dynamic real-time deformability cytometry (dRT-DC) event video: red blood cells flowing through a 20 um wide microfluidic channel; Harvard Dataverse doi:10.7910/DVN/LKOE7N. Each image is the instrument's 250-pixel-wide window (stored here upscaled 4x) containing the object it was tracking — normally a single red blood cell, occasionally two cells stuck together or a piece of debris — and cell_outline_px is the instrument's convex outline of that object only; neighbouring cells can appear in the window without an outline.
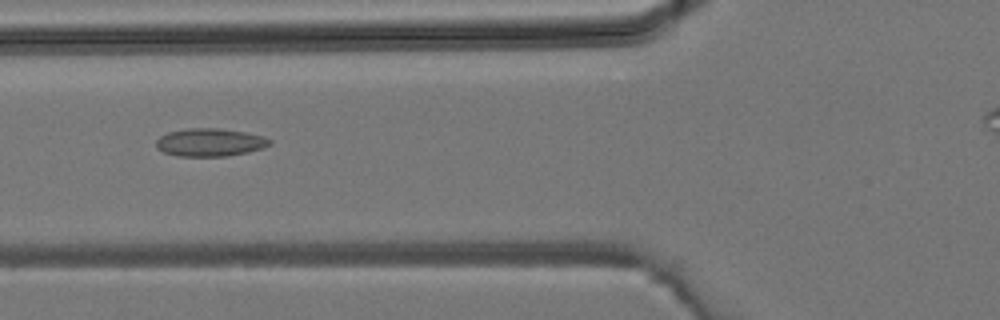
{"species": "common noctule bat (a hibernating species)", "species_latin": "Nyctalus noctula", "temperature_condition": "room temperature", "stored_images_in_passage": 4, "camera_frame_rate_fps": 3000, "um_per_image_px": 0.085, "animal": {"sex": "male", "body_mass_g": 19.2, "forearm_length_mm": 51.8}, "frame": {"image": 1, "passage_image": 3, "time_ms": 0.667, "image_size_px": [1000, 320], "cell_outline_px": [[272, 144], [264, 148], [248, 152], [228, 156], [176, 156], [164, 152], [156, 148], [156, 140], [160, 136], [168, 132], [188, 128], [220, 128], [244, 132], [264, 136], [272, 140]], "centroid_in_image_um": [17.86, 12.1], "position_along_channel_um": 107.9, "area_um2": 18.67}}
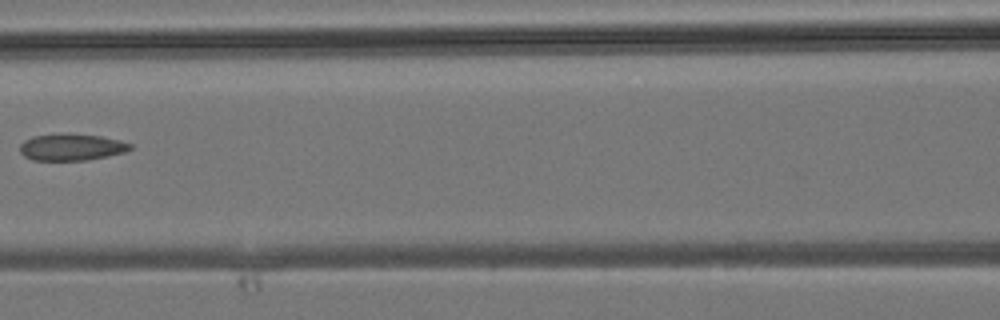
{"frame": {"image": 2, "passage_image": 4, "time_ms": 1.0, "image_size_px": [1000, 320], "cell_outline_px": [[132, 148], [124, 152], [108, 156], [88, 160], [32, 160], [24, 156], [20, 152], [20, 144], [24, 140], [32, 136], [100, 136], [120, 140], [132, 144]], "centroid_in_image_um": [6.08, 12.55], "position_along_channel_um": 160.5, "area_um2": 16.47}}